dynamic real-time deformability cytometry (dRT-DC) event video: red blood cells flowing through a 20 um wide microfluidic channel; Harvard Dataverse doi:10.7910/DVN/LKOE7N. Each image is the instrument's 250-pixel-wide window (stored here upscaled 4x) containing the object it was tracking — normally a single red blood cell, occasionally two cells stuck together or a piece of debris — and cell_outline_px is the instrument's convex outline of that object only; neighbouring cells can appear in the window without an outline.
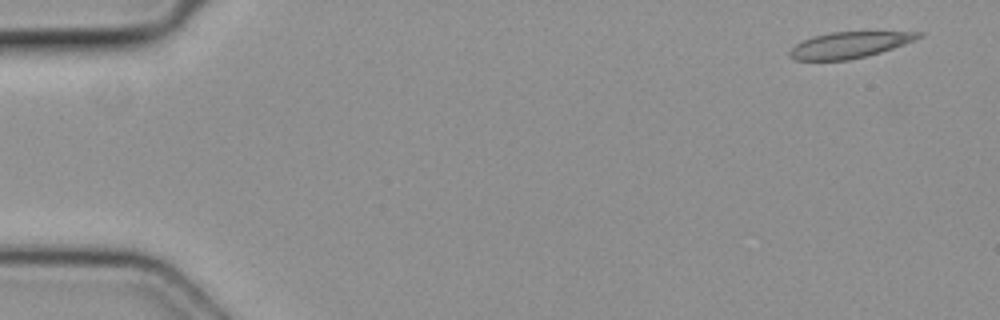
{"species": "common noctule bat (a hibernating species)", "species_latin": "Nyctalus noctula", "temperature_condition": "cold", "stored_images_in_passage": 3, "camera_frame_rate_fps": 3000, "um_per_image_px": 0.085, "animal": {"sex": "female", "body_mass_g": 19.3, "forearm_length_mm": 54.1}, "frame": {"image": 1, "passage_image": 1, "time_ms": 0.0, "image_size_px": [1000, 320], "cell_outline_px": [[924, 36], [916, 40], [880, 52], [848, 60], [792, 60], [788, 56], [788, 52], [796, 44], [812, 36], [828, 32], [924, 32]], "centroid_in_image_um": [72.17, 3.82], "position_along_channel_um": 12.8, "area_um2": 19.54}}